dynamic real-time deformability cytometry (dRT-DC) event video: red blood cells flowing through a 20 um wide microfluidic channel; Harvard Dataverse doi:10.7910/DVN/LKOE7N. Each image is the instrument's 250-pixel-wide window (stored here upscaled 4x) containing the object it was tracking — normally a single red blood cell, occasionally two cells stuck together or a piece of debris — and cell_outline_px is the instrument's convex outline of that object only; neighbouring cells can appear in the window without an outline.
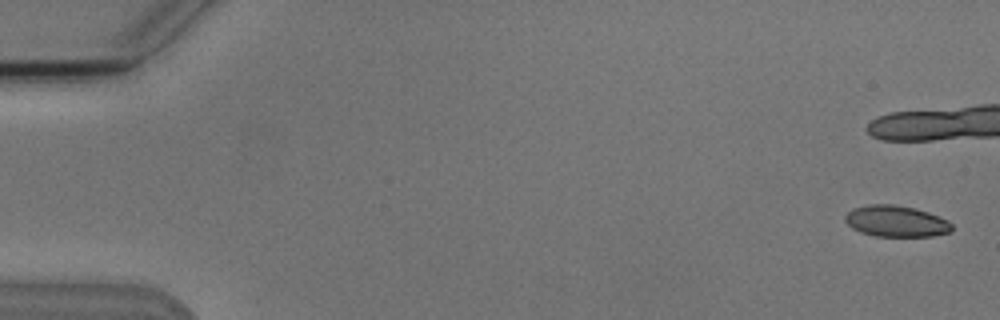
{"species": "Egyptian fruit bat (a non-hibernating species)", "species_latin": "Rousettus aegyptiacus", "temperature_condition": "cold", "stored_images_in_passage": 9, "camera_frame_rate_fps": 3000, "um_per_image_px": 0.085, "animal": {"sex": "male"}, "frame": {"image": 1, "passage_image": 1, "time_ms": 0.0, "image_size_px": [1000, 320], "cell_outline_px": [[952, 232], [932, 236], [876, 236], [860, 232], [852, 228], [844, 220], [844, 216], [852, 208], [868, 204], [892, 204], [912, 208], [928, 212], [948, 220], [952, 224]], "centroid_in_image_um": [76.16, 18.8], "position_along_channel_um": 8.8, "area_um2": 19.48}}